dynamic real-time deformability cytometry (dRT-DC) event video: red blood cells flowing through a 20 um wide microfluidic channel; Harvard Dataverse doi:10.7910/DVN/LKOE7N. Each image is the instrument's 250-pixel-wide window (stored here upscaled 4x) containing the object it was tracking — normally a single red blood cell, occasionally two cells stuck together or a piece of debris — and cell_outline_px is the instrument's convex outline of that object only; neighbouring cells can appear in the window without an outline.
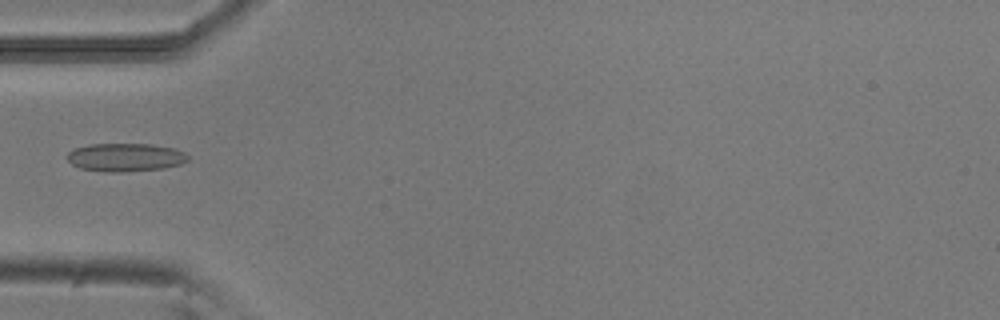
{"species": "common noctule bat (a hibernating species)", "species_latin": "Nyctalus noctula", "temperature_condition": "room temperature", "stored_images_in_passage": 3, "camera_frame_rate_fps": 3000, "um_per_image_px": 0.085, "animal": {"sex": "male", "body_mass_g": 20.5, "forearm_length_mm": 52.5}, "frame": {"image": 1, "passage_image": 3, "time_ms": 0.667, "image_size_px": [1000, 320], "cell_outline_px": [[188, 160], [180, 164], [164, 168], [120, 172], [104, 172], [80, 168], [72, 164], [64, 156], [72, 148], [88, 144], [148, 144], [172, 148], [184, 152], [188, 156]], "centroid_in_image_um": [10.58, 13.37], "position_along_channel_um": 74.4, "area_um2": 19.94}}